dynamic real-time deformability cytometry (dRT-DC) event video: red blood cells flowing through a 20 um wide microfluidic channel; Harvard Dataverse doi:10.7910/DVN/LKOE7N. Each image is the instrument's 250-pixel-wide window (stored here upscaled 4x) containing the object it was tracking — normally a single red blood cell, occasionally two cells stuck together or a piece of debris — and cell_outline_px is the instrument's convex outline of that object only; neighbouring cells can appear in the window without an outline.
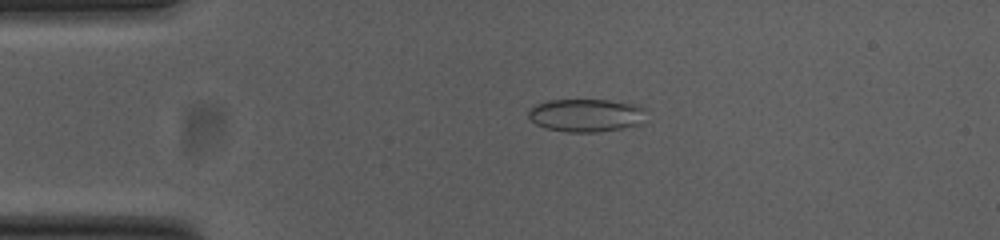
{"species": "common noctule bat (a hibernating species)", "species_latin": "Nyctalus noctula", "temperature_condition": "cold", "stored_images_in_passage": 53, "camera_frame_rate_fps": 3000, "um_per_image_px": 0.085, "animal": {"sex": "female", "body_mass_g": 23.0, "forearm_length_mm": 53.4}, "frame": {"image": 1, "passage_image": 11, "time_ms": 3.333, "image_size_px": [1000, 240], "cell_outline_px": [[648, 124], [624, 128], [596, 132], [568, 132], [544, 128], [536, 124], [528, 116], [528, 112], [536, 104], [548, 100], [608, 100], [636, 104], [648, 108]], "centroid_in_image_um": [49.97, 9.81], "position_along_channel_um": 35.0, "area_um2": 23.35}}
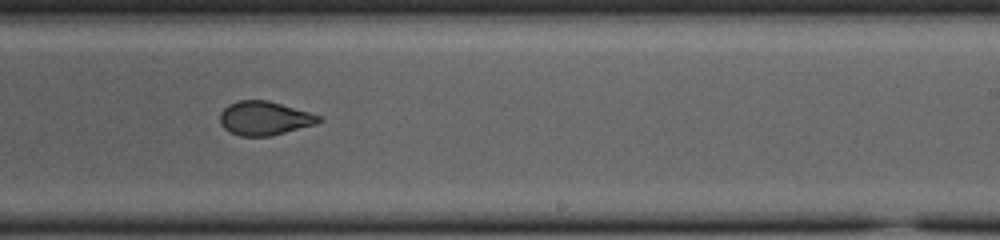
{"frame": {"image": 2, "passage_image": 32, "time_ms": 10.333, "image_size_px": [1000, 240], "cell_outline_px": [[324, 120], [316, 124], [272, 136], [240, 136], [224, 128], [220, 124], [220, 112], [228, 104], [240, 100], [268, 100], [308, 112], [320, 116]], "centroid_in_image_um": [22.47, 10.05], "position_along_channel_um": 266.5, "area_um2": 19.48}}
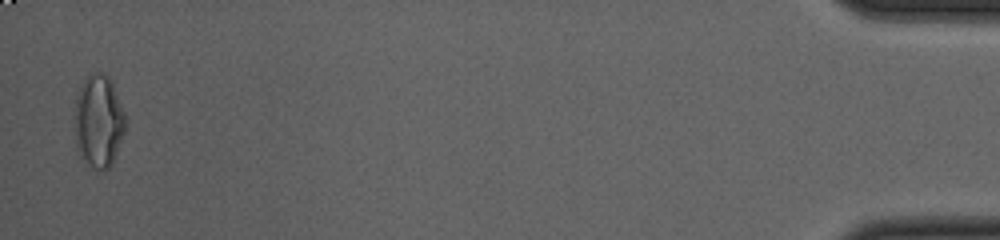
{"frame": {"image": 3, "passage_image": 52, "time_ms": 17.0, "image_size_px": [1000, 240], "cell_outline_px": [[124, 132], [112, 164], [108, 168], [92, 168], [80, 156], [76, 144], [76, 96], [84, 80], [92, 72], [104, 72], [108, 76], [112, 84], [124, 112]], "centroid_in_image_um": [8.38, 10.29], "position_along_channel_um": 426.8, "area_um2": 26.76}, "authors_computed_cell_mechanics": {"area_um2": 21.1548, "velocity_mm_per_s": 3.8102, "shape_relaxation_time_tau1_ms": 9.4654, "shape_relaxation_time_tau2_ms": 1.3832, "deformation_change_tau1": 0.1567, "deformation_change_tau2": 0.0656}}